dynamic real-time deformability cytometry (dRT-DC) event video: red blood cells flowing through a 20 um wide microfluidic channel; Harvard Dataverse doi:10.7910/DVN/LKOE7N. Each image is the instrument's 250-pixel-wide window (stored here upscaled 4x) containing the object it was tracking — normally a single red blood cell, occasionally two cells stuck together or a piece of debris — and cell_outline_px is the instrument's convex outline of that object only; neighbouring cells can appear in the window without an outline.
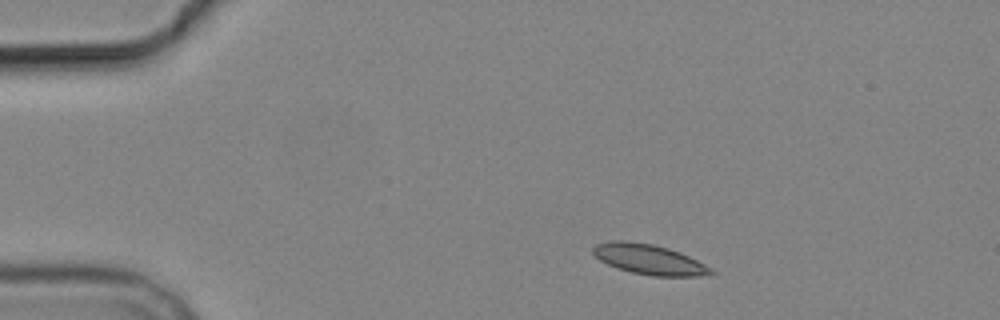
{"species": "common noctule bat (a hibernating species)", "species_latin": "Nyctalus noctula", "temperature_condition": "cold", "stored_images_in_passage": 3, "camera_frame_rate_fps": 3000, "um_per_image_px": 0.085, "animal": {"sex": "male", "body_mass_g": 19.2, "forearm_length_mm": 51.8}, "frame": {"image": 1, "passage_image": 1, "time_ms": 0.0, "image_size_px": [1000, 320], "cell_outline_px": [[716, 272], [700, 276], [652, 276], [632, 272], [616, 268], [600, 260], [592, 252], [592, 248], [596, 244], [608, 240], [624, 240], [652, 244], [668, 248], [680, 252], [712, 268]], "centroid_in_image_um": [55.14, 22.04], "position_along_channel_um": 29.9, "area_um2": 20.69}}